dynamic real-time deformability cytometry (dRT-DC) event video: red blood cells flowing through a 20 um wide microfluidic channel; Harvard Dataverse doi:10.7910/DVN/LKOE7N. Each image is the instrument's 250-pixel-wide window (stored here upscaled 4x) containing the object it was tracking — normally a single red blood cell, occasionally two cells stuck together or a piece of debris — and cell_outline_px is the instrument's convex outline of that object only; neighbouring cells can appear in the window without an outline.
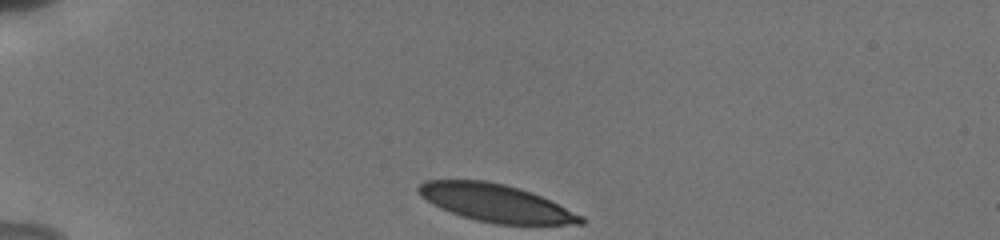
{"species": "human", "species_latin": "Homo sapiens", "temperature_condition": "cold", "stored_images_in_passage": 14, "camera_frame_rate_fps": 3000, "um_per_image_px": 0.085, "donor": {"sex": "male"}, "frame": {"image": 1, "passage_image": 1, "time_ms": 0.0, "image_size_px": [1000, 240], "cell_outline_px": [[584, 224], [496, 224], [476, 220], [440, 208], [432, 204], [420, 196], [416, 192], [416, 188], [424, 180], [484, 180], [504, 184], [540, 196], [584, 216]], "centroid_in_image_um": [42.1, 17.25], "position_along_channel_um": 42.9, "area_um2": 35.14}}
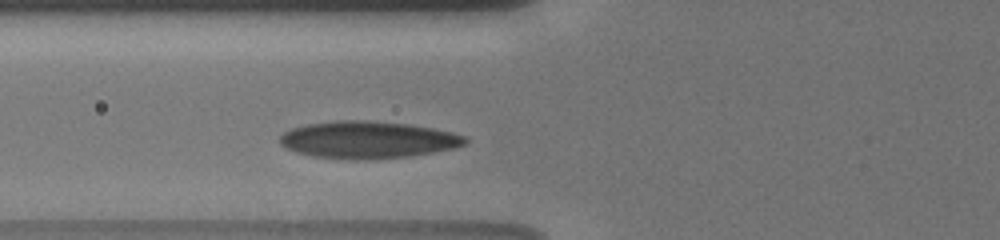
{"frame": {"image": 2, "passage_image": 12, "time_ms": 2.667, "image_size_px": [1000, 240], "cell_outline_px": [[468, 144], [452, 148], [432, 152], [408, 156], [356, 160], [312, 156], [296, 152], [280, 144], [280, 136], [284, 132], [292, 128], [308, 124], [336, 120], [368, 120], [408, 124], [432, 128], [452, 132], [468, 136]], "centroid_in_image_um": [31.28, 11.87], "position_along_channel_um": 94.5, "area_um2": 40.0}}